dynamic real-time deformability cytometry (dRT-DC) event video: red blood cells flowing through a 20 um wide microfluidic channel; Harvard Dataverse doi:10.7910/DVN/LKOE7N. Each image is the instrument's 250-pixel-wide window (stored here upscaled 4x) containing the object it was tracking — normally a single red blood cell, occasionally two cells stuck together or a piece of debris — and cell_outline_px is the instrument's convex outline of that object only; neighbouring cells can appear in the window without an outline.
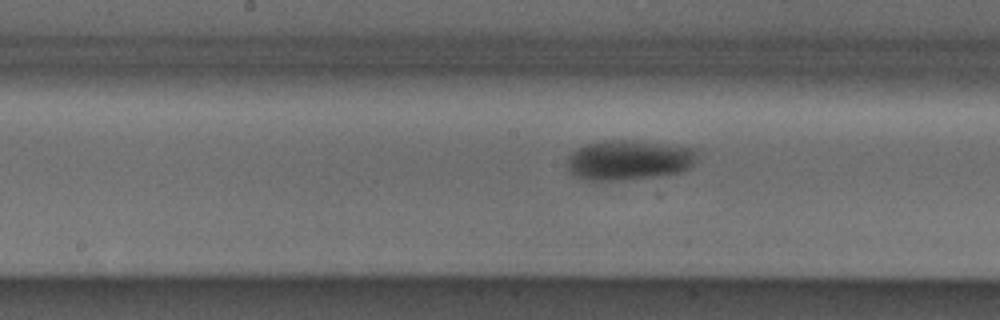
{"species": "Egyptian fruit bat (a non-hibernating species)", "species_latin": "Rousettus aegyptiacus", "temperature_condition": "cold", "stored_images_in_passage": 15, "camera_frame_rate_fps": 3000, "um_per_image_px": 0.085, "animal": {"sex": "male"}, "frame": {"image": 1, "passage_image": 15, "time_ms": 4.667, "image_size_px": [1000, 320], "cell_outline_px": [[696, 160], [692, 168], [680, 172], [660, 176], [624, 180], [584, 180], [568, 172], [568, 156], [576, 148], [588, 144], [604, 140], [632, 140], [664, 144], [692, 148], [696, 152]], "centroid_in_image_um": [53.44, 13.61], "position_along_channel_um": 194.8, "area_um2": 30.4}}